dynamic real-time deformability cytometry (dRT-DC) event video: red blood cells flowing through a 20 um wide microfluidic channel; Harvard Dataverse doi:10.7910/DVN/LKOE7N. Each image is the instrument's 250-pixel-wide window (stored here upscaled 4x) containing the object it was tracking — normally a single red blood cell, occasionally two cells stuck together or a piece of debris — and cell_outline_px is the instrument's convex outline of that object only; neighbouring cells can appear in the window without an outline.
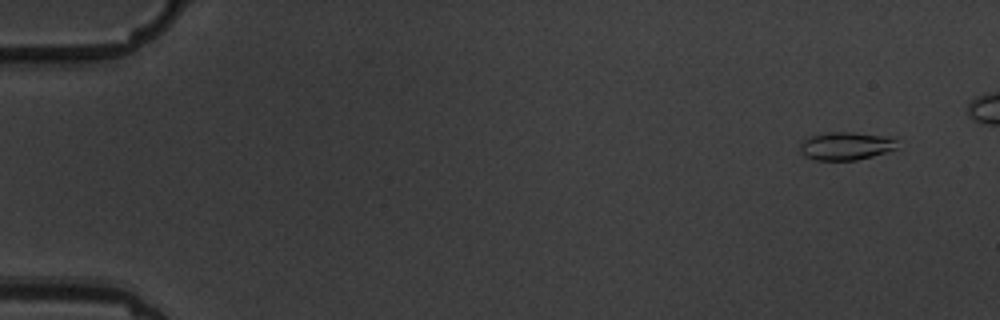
{"species": "common noctule bat (a hibernating species)", "species_latin": "Nyctalus noctula", "temperature_condition": "warm", "stored_images_in_passage": 6, "camera_frame_rate_fps": 3000, "um_per_image_px": 0.085, "animal": {"sex": "male", "body_mass_g": 19.5, "forearm_length_mm": 54.6}, "frame": {"image": 1, "passage_image": 1, "time_ms": 0.0, "image_size_px": [1000, 320], "cell_outline_px": [[896, 148], [872, 156], [856, 160], [816, 160], [804, 156], [800, 152], [800, 144], [808, 136], [828, 132], [852, 132], [892, 136], [896, 140]], "centroid_in_image_um": [71.88, 12.39], "position_along_channel_um": 13.1, "area_um2": 15.95}}